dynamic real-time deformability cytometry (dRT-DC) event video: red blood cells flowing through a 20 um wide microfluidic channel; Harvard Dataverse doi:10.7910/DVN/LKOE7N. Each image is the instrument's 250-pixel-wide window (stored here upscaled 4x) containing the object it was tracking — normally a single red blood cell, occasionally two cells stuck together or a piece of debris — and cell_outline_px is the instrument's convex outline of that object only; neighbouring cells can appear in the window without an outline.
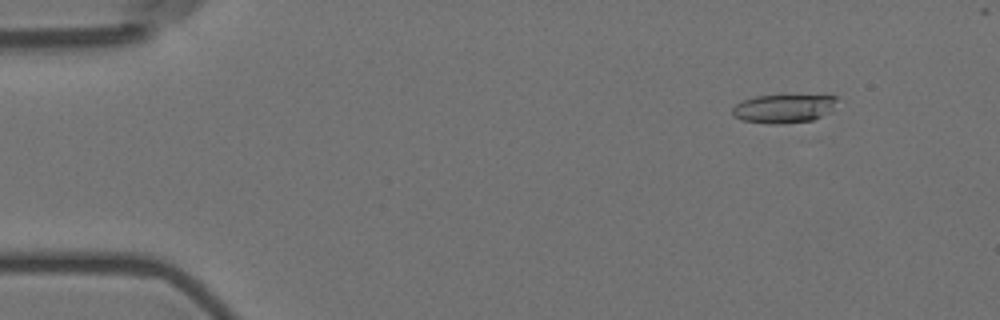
{"species": "Egyptian fruit bat (a non-hibernating species)", "species_latin": "Rousettus aegyptiacus", "temperature_condition": "room temperature", "stored_images_in_passage": 58, "camera_frame_rate_fps": 3000, "um_per_image_px": 0.085, "animal": {"sex": "female"}, "frame": {"image": 1, "passage_image": 7, "time_ms": 2.0, "image_size_px": [1000, 320], "cell_outline_px": [[836, 100], [832, 112], [812, 120], [784, 124], [768, 124], [744, 120], [732, 116], [732, 108], [736, 104], [744, 100], [756, 96], [784, 92], [836, 96]], "centroid_in_image_um": [66.65, 9.18], "position_along_channel_um": 18.4, "area_um2": 18.44}}
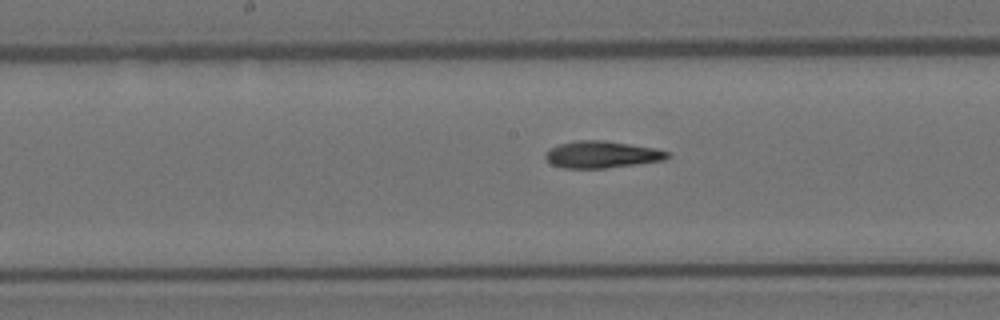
{"frame": {"image": 2, "passage_image": 30, "time_ms": 9.667, "image_size_px": [1000, 320], "cell_outline_px": [[668, 156], [664, 160], [604, 168], [564, 168], [552, 164], [544, 156], [544, 152], [548, 148], [560, 144], [576, 140], [604, 140], [656, 148], [668, 152]], "centroid_in_image_um": [51.1, 13.12], "position_along_channel_um": 197.1, "area_um2": 19.02}}
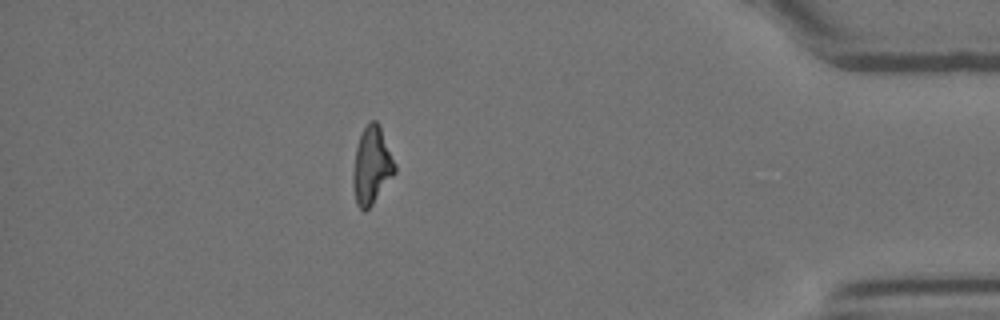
{"frame": {"image": 3, "passage_image": 51, "time_ms": 16.667, "image_size_px": [1000, 320], "cell_outline_px": [[396, 172], [372, 204], [364, 212], [356, 204], [352, 184], [352, 172], [356, 148], [360, 136], [368, 120], [376, 120], [380, 124], [396, 164]], "centroid_in_image_um": [31.59, 14.05], "position_along_channel_um": 403.6, "area_um2": 19.02}, "authors_computed_cell_mechanics": {"area_um2": 18.8428, "velocity_mm_per_s": 3.5891, "shape_relaxation_time_tau1_ms": null, "shape_relaxation_time_tau2_ms": 6.8639, "deformation_change_tau1": null, "deformation_change_tau2": 0.1834}}